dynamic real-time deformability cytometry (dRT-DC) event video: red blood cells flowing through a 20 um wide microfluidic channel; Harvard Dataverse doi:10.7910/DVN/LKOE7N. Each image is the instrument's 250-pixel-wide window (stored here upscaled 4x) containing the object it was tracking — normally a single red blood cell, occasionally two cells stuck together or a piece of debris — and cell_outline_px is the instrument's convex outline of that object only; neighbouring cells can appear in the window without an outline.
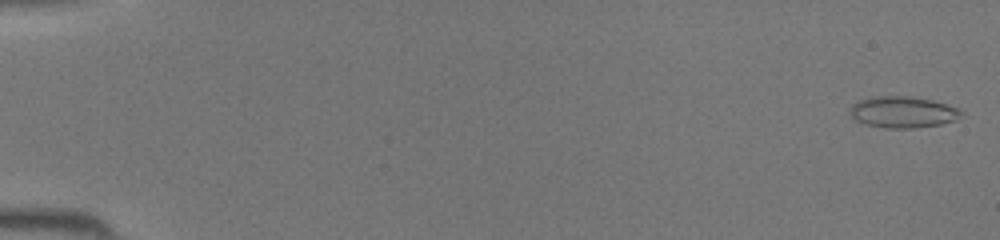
{"species": "common noctule bat (a hibernating species)", "species_latin": "Nyctalus noctula", "temperature_condition": "room temperature", "stored_images_in_passage": 45, "camera_frame_rate_fps": 3000, "um_per_image_px": 0.085, "animal": {"sex": "female", "body_mass_g": 19.5, "forearm_length_mm": 54.1}, "frame": {"image": 1, "passage_image": 1, "time_ms": 0.0, "image_size_px": [1000, 240], "cell_outline_px": [[964, 116], [956, 120], [940, 124], [912, 128], [884, 128], [868, 124], [856, 120], [852, 116], [848, 108], [856, 100], [872, 96], [908, 96], [932, 100], [960, 108], [964, 112]], "centroid_in_image_um": [76.76, 9.51], "position_along_channel_um": 8.2, "area_um2": 20.58}}
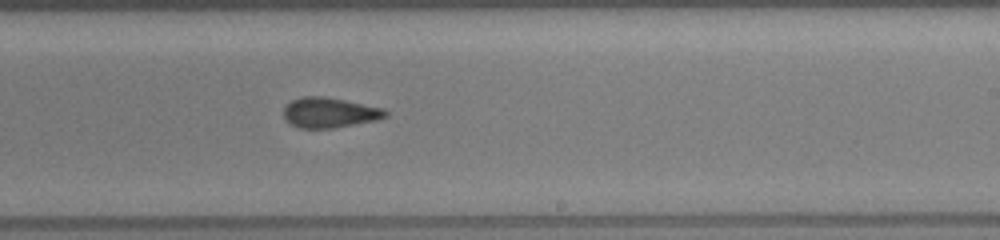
{"frame": {"image": 2, "passage_image": 28, "time_ms": 9.0, "image_size_px": [1000, 240], "cell_outline_px": [[388, 116], [376, 120], [332, 128], [300, 128], [288, 124], [284, 120], [284, 108], [292, 100], [300, 96], [324, 96], [384, 108], [388, 112]], "centroid_in_image_um": [27.98, 9.57], "position_along_channel_um": 261.0, "area_um2": 17.98}}
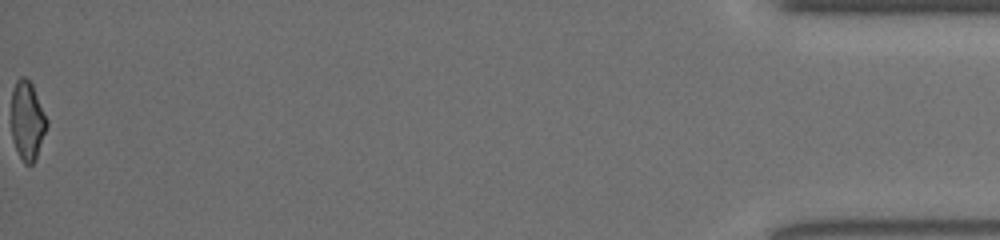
{"frame": {"image": 3, "passage_image": 45, "time_ms": 14.667, "image_size_px": [1000, 240], "cell_outline_px": [[48, 124], [36, 160], [32, 164], [24, 164], [16, 148], [12, 136], [12, 88], [16, 80], [20, 76], [24, 76], [32, 84], [48, 120]], "centroid_in_image_um": [2.33, 10.25], "position_along_channel_um": 432.9, "area_um2": 16.3}}